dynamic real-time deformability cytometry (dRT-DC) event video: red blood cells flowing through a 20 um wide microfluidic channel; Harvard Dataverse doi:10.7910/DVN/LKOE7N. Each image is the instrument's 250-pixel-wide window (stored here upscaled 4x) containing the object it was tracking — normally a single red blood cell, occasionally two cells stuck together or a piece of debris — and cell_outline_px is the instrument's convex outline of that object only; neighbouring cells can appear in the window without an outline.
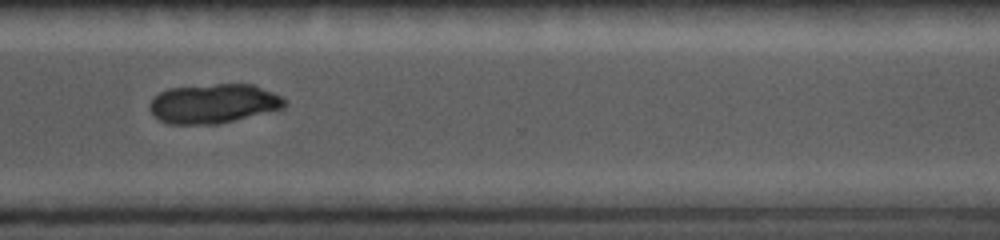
{"species": "common noctule bat (a hibernating species)", "species_latin": "Nyctalus noctula", "temperature_condition": "cold", "stored_images_in_passage": 16, "camera_frame_rate_fps": 5000, "um_per_image_px": 0.085, "animal": {"sex": "female", "body_mass_g": 19.0, "forearm_length_mm": 56.7}, "frame": {"image": 1, "passage_image": 10, "time_ms": 7.4, "image_size_px": [1000, 240], "cell_outline_px": [[288, 104], [284, 108], [216, 124], [168, 124], [160, 120], [148, 108], [148, 104], [152, 96], [168, 88], [216, 84], [252, 84], [272, 92], [280, 96]], "centroid_in_image_um": [18.1, 8.8], "position_along_channel_um": 352.5, "area_um2": 30.87}}
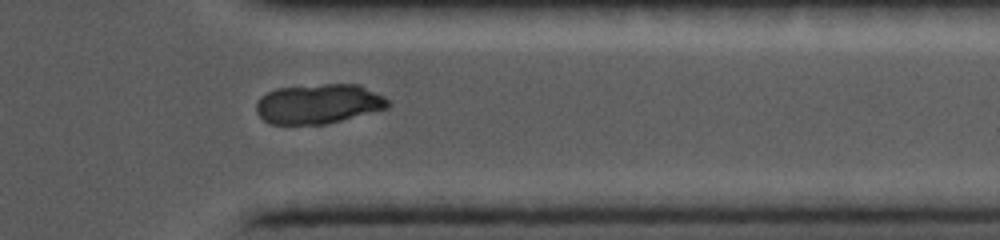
{"frame": {"image": 2, "passage_image": 11, "time_ms": 8.2, "image_size_px": [1000, 240], "cell_outline_px": [[388, 108], [324, 124], [272, 124], [264, 120], [256, 112], [256, 104], [260, 96], [276, 88], [324, 84], [360, 84], [384, 96], [388, 100]], "centroid_in_image_um": [27.06, 8.82], "position_along_channel_um": 384.3, "area_um2": 30.35}}
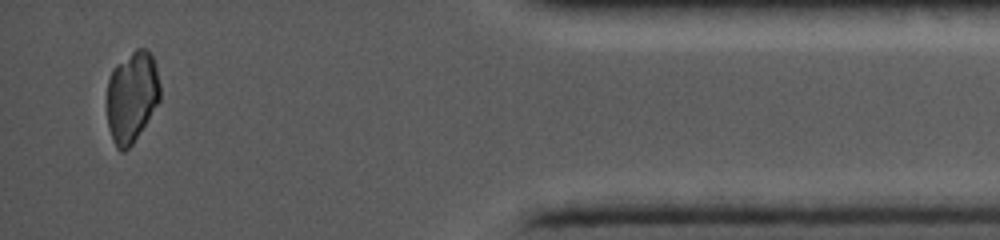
{"frame": {"image": 3, "passage_image": 15, "time_ms": 10.2, "image_size_px": [1000, 240], "cell_outline_px": [[160, 100], [132, 144], [124, 152], [120, 152], [116, 148], [112, 140], [108, 124], [108, 80], [112, 68], [116, 64], [136, 48], [148, 48], [152, 52], [160, 84]], "centroid_in_image_um": [11.21, 8.19], "position_along_channel_um": 424.0, "area_um2": 28.26}}